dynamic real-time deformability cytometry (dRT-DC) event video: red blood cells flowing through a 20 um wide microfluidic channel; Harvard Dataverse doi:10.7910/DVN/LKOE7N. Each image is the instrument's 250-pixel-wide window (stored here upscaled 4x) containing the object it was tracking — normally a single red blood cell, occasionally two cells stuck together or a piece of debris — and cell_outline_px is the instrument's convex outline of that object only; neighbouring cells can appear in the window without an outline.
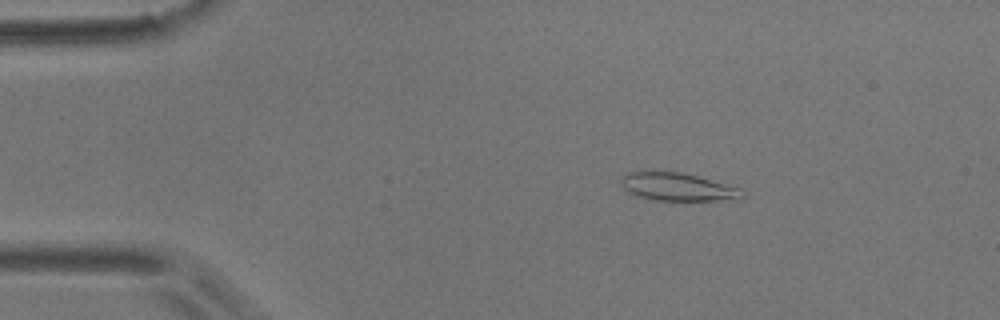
{"species": "common noctule bat (a hibernating species)", "species_latin": "Nyctalus noctula", "temperature_condition": "room temperature", "stored_images_in_passage": 3, "camera_frame_rate_fps": 3000, "um_per_image_px": 0.085, "animal": {"sex": "male", "body_mass_g": 17.9}, "frame": {"image": 1, "passage_image": 1, "time_ms": 0.0, "image_size_px": [1000, 320], "cell_outline_px": [[744, 196], [740, 200], [652, 200], [636, 196], [628, 192], [620, 184], [620, 176], [628, 172], [680, 172], [696, 176], [740, 188]], "centroid_in_image_um": [57.56, 15.9], "position_along_channel_um": 27.4, "area_um2": 19.65}}